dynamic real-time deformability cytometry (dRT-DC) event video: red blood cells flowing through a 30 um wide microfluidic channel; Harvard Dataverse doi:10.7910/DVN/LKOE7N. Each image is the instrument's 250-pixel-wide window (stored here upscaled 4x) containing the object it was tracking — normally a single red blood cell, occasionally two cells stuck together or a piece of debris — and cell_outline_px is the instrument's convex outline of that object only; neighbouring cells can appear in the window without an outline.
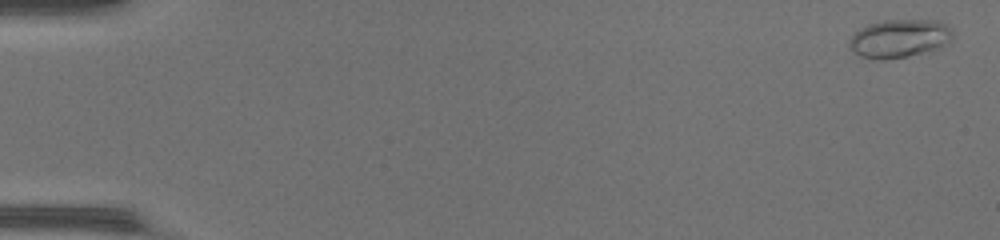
{"species": "common noctule bat (a hibernating species)", "species_latin": "Nyctalus noctula", "temperature_condition": "warm", "stored_images_in_passage": 48, "camera_frame_rate_fps": 3000, "um_per_image_px": 0.085, "animal": {"sex": "female", "body_mass_g": 17.0, "forearm_length_mm": 48.0}, "frame": {"image": 1, "passage_image": 2, "time_ms": 0.333, "image_size_px": [1000, 240], "cell_outline_px": [[948, 40], [936, 48], [908, 56], [884, 60], [876, 60], [860, 56], [848, 44], [852, 36], [856, 32], [868, 24], [884, 20], [936, 20], [944, 24], [948, 28]], "centroid_in_image_um": [76.35, 3.27], "position_along_channel_um": 8.6, "area_um2": 22.25}}
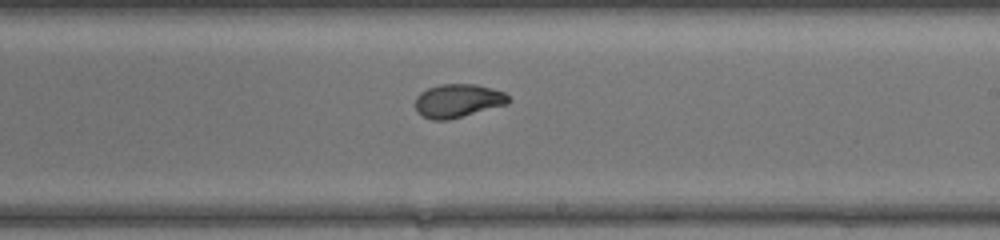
{"frame": {"image": 2, "passage_image": 30, "time_ms": 9.667, "image_size_px": [1000, 240], "cell_outline_px": [[512, 100], [508, 104], [448, 120], [432, 120], [416, 112], [416, 96], [420, 92], [428, 88], [440, 84], [476, 84], [492, 88], [504, 92]], "centroid_in_image_um": [38.93, 8.56], "position_along_channel_um": 250.1, "area_um2": 18.26}}
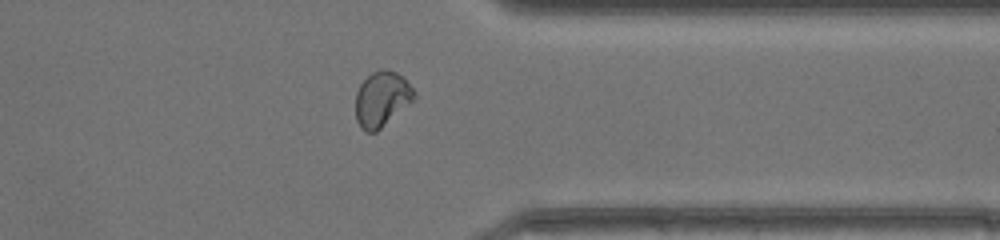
{"frame": {"image": 3, "passage_image": 39, "time_ms": 12.667, "image_size_px": [1000, 240], "cell_outline_px": [[416, 96], [412, 100], [376, 132], [364, 132], [360, 128], [356, 120], [356, 92], [360, 84], [372, 72], [388, 68], [396, 72], [416, 92]], "centroid_in_image_um": [32.41, 8.42], "position_along_channel_um": 379.0, "area_um2": 18.5}, "authors_computed_cell_mechanics": {"area_um2": 18.9295, "velocity_mm_per_s": 4.4291, "shape_relaxation_time_tau1_ms": 5.146, "shape_relaxation_time_tau2_ms": 1.0454, "deformation_change_tau1": 0.1951, "deformation_change_tau2": 0.0483}}